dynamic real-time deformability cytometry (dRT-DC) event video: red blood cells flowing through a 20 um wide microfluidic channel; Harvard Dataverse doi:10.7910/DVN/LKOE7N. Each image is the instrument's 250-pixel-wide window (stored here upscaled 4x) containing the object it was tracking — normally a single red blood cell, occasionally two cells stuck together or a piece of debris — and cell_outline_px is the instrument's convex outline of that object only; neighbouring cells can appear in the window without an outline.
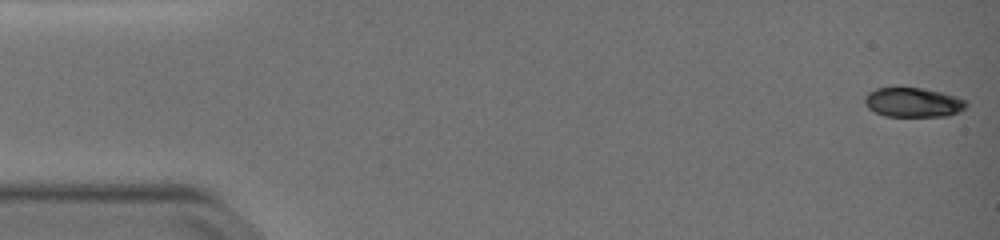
{"species": "common noctule bat (a hibernating species)", "species_latin": "Nyctalus noctula", "temperature_condition": "warm", "stored_images_in_passage": 51, "camera_frame_rate_fps": 3000, "um_per_image_px": 0.085, "animal": {"sex": "female", "body_mass_g": 19.0, "forearm_length_mm": 51.5}, "frame": {"image": 1, "passage_image": 1, "time_ms": 0.0, "image_size_px": [1000, 240], "cell_outline_px": [[968, 104], [964, 108], [948, 116], [884, 116], [868, 108], [864, 104], [864, 96], [868, 92], [876, 88], [900, 84], [940, 92], [956, 96], [964, 100]], "centroid_in_image_um": [77.52, 8.66], "position_along_channel_um": 7.5, "area_um2": 17.92}}
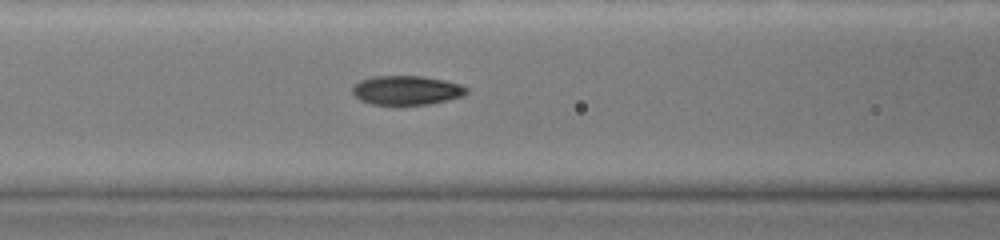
{"frame": {"image": 2, "passage_image": 22, "time_ms": 7.0, "image_size_px": [1000, 240], "cell_outline_px": [[468, 92], [464, 96], [448, 100], [428, 104], [372, 104], [360, 100], [352, 92], [352, 88], [360, 80], [372, 76], [424, 76], [444, 80], [460, 84], [468, 88]], "centroid_in_image_um": [34.59, 7.66], "position_along_channel_um": 132.0, "area_um2": 19.36}}
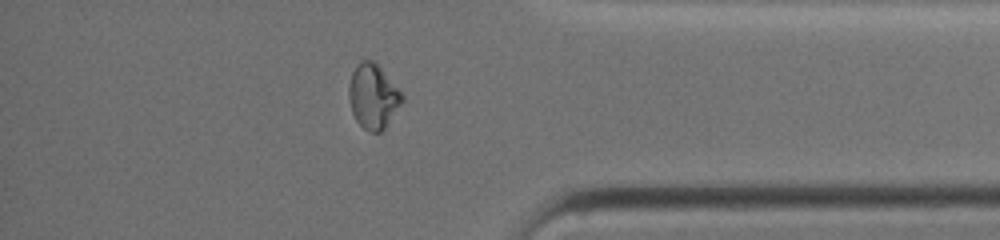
{"frame": {"image": 3, "passage_image": 44, "time_ms": 14.333, "image_size_px": [1000, 240], "cell_outline_px": [[404, 100], [384, 128], [380, 132], [368, 132], [356, 120], [352, 112], [348, 96], [348, 84], [352, 72], [356, 64], [360, 60], [372, 60], [380, 68], [404, 96]], "centroid_in_image_um": [31.68, 8.19], "position_along_channel_um": 403.5, "area_um2": 19.83}}